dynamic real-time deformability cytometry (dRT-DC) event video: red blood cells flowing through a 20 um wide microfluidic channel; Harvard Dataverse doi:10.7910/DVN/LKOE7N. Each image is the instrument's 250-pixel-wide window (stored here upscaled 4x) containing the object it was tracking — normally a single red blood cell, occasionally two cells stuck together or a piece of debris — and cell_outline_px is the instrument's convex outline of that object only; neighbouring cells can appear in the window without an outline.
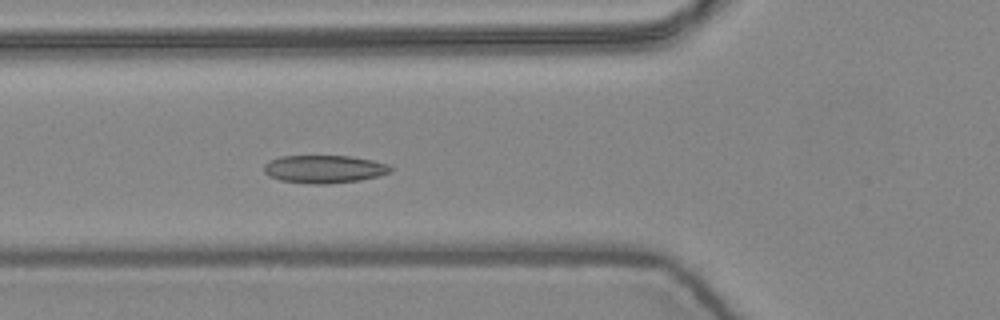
{"species": "common noctule bat (a hibernating species)", "species_latin": "Nyctalus noctula", "temperature_condition": "warm", "stored_images_in_passage": 6, "camera_frame_rate_fps": 3000, "um_per_image_px": 0.085, "animal": {"sex": "female", "body_mass_g": 24.6, "forearm_length_mm": 56.2}, "frame": {"image": 1, "passage_image": 6, "time_ms": 1.667, "image_size_px": [1000, 320], "cell_outline_px": [[392, 172], [380, 176], [360, 180], [328, 184], [312, 184], [280, 180], [268, 176], [264, 172], [264, 164], [268, 160], [280, 156], [352, 156], [372, 160], [388, 164], [392, 168]], "centroid_in_image_um": [27.56, 14.37], "position_along_channel_um": 98.2, "area_um2": 20.81}}